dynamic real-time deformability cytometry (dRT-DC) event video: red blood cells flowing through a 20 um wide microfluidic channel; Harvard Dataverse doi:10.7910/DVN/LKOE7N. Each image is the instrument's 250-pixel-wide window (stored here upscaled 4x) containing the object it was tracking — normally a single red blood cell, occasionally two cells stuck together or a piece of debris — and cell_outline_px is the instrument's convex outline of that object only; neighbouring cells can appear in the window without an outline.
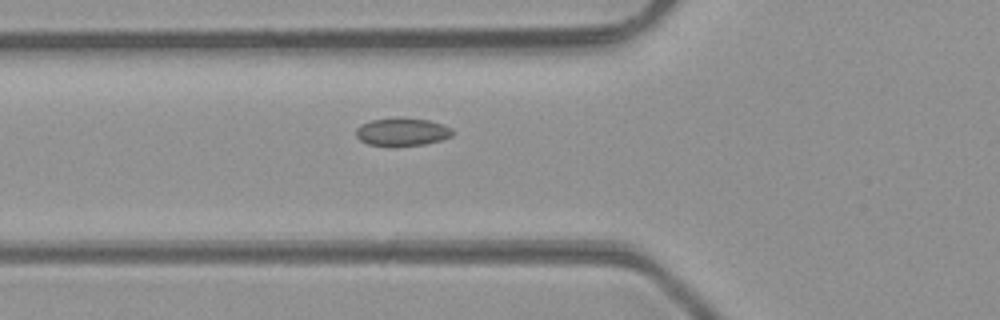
{"species": "common noctule bat (a hibernating species)", "species_latin": "Nyctalus noctula", "temperature_condition": "room temperature", "stored_images_in_passage": 23, "camera_frame_rate_fps": 3000, "um_per_image_px": 0.085, "animal": {"sex": "male", "body_mass_g": 23.1, "forearm_length_mm": 52.7}, "frame": {"image": 1, "passage_image": 2, "time_ms": 0.333, "image_size_px": [1000, 320], "cell_outline_px": [[452, 136], [440, 140], [424, 144], [368, 144], [360, 140], [356, 136], [356, 128], [360, 124], [372, 120], [428, 120], [444, 124], [452, 128]], "centroid_in_image_um": [34.2, 11.21], "position_along_channel_um": 91.6, "area_um2": 14.68}}
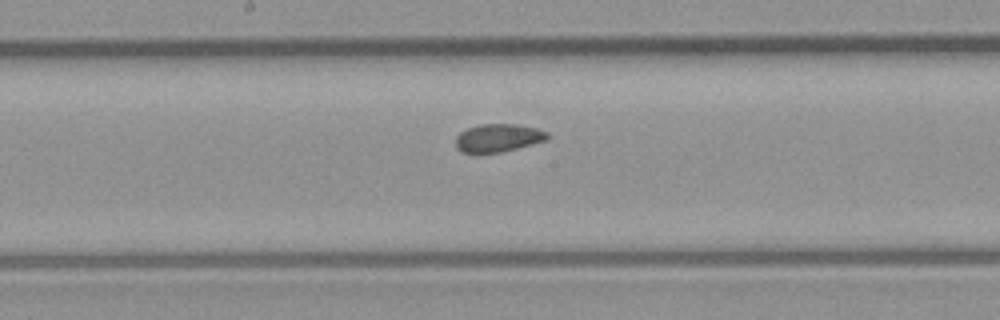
{"frame": {"image": 2, "passage_image": 10, "time_ms": 3.0, "image_size_px": [1000, 320], "cell_outline_px": [[548, 136], [544, 140], [532, 144], [500, 152], [464, 152], [456, 148], [456, 136], [460, 132], [468, 128], [480, 124], [516, 124], [536, 128], [548, 132]], "centroid_in_image_um": [42.32, 11.7], "position_along_channel_um": 205.9, "area_um2": 14.68}}
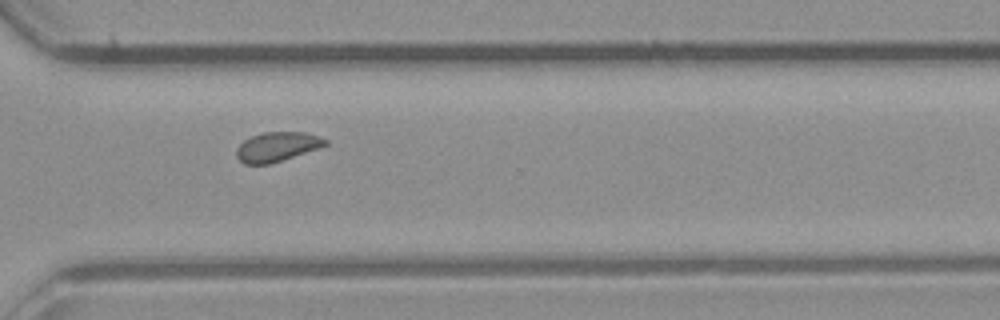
{"frame": {"image": 3, "passage_image": 20, "time_ms": 6.333, "image_size_px": [1000, 320], "cell_outline_px": [[328, 144], [272, 164], [244, 164], [236, 156], [236, 148], [244, 140], [252, 136], [264, 132], [308, 132], [328, 140]], "centroid_in_image_um": [23.54, 12.47], "position_along_channel_um": 347.1, "area_um2": 15.2}}